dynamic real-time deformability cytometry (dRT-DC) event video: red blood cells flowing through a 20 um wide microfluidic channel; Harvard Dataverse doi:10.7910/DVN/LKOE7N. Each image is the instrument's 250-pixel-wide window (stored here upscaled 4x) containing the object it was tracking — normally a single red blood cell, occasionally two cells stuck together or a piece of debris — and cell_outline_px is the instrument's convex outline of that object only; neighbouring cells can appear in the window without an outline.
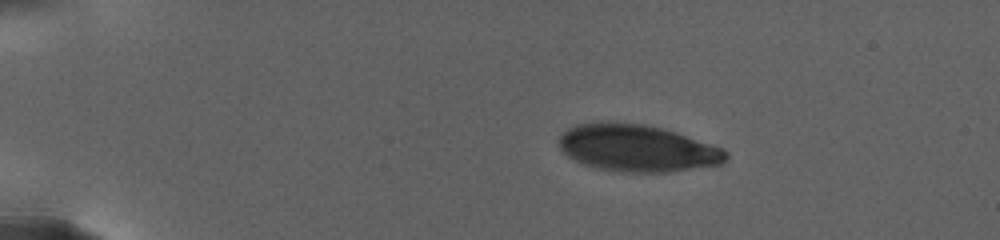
{"species": "human", "species_latin": "Homo sapiens", "temperature_condition": "warm", "stored_images_in_passage": 46, "camera_frame_rate_fps": 3000, "um_per_image_px": 0.085, "donor": {"sex": "female"}, "frame": {"image": 1, "passage_image": 1, "time_ms": 0.0, "image_size_px": [1000, 240], "cell_outline_px": [[728, 160], [720, 164], [672, 172], [620, 172], [596, 168], [584, 164], [568, 156], [560, 148], [560, 136], [568, 128], [576, 124], [644, 124], [676, 132], [724, 148], [728, 152]], "centroid_in_image_um": [54.24, 12.63], "position_along_channel_um": 30.8, "area_um2": 45.08}}
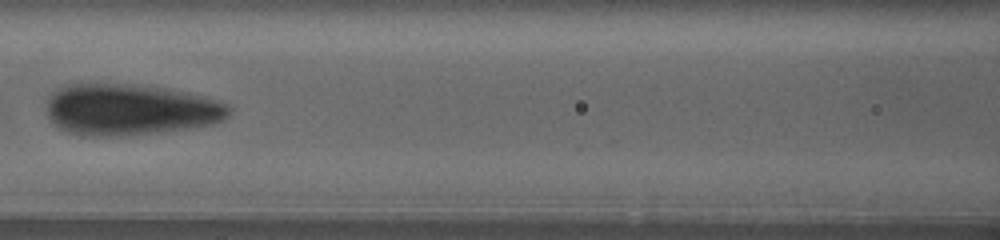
{"frame": {"image": 2, "passage_image": 21, "time_ms": 8.333, "image_size_px": [1000, 240], "cell_outline_px": [[232, 108], [228, 116], [224, 120], [212, 124], [188, 128], [120, 136], [84, 136], [68, 132], [56, 128], [52, 124], [48, 116], [48, 96], [56, 88], [64, 84], [128, 84], [168, 88], [188, 92], [228, 104]], "centroid_in_image_um": [11.01, 9.31], "position_along_channel_um": 155.6, "area_um2": 54.79}}
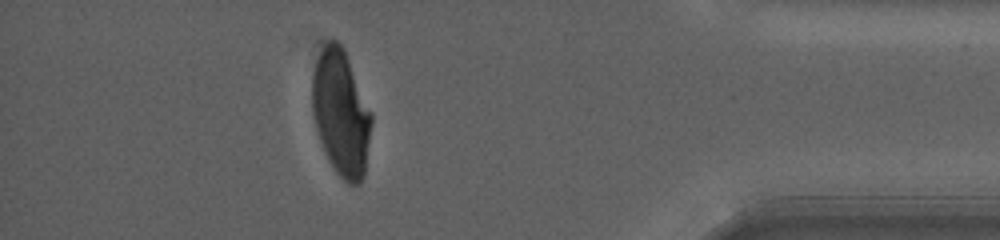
{"frame": {"image": 3, "passage_image": 39, "time_ms": 19.667, "image_size_px": [1000, 240], "cell_outline_px": [[372, 124], [364, 176], [356, 184], [348, 184], [336, 172], [328, 160], [320, 140], [316, 128], [312, 112], [312, 72], [316, 60], [328, 40], [336, 40], [344, 48], [372, 112]], "centroid_in_image_um": [28.99, 9.59], "position_along_channel_um": 406.2, "area_um2": 43.47}, "authors_computed_cell_mechanics": {"area_um2": 48.5231, "velocity_mm_per_s": 2.5267, "shape_relaxation_time_tau1_ms": 5.9149, "shape_relaxation_time_tau2_ms": null, "deformation_change_tau1": 0.1922, "deformation_change_tau2": null}}